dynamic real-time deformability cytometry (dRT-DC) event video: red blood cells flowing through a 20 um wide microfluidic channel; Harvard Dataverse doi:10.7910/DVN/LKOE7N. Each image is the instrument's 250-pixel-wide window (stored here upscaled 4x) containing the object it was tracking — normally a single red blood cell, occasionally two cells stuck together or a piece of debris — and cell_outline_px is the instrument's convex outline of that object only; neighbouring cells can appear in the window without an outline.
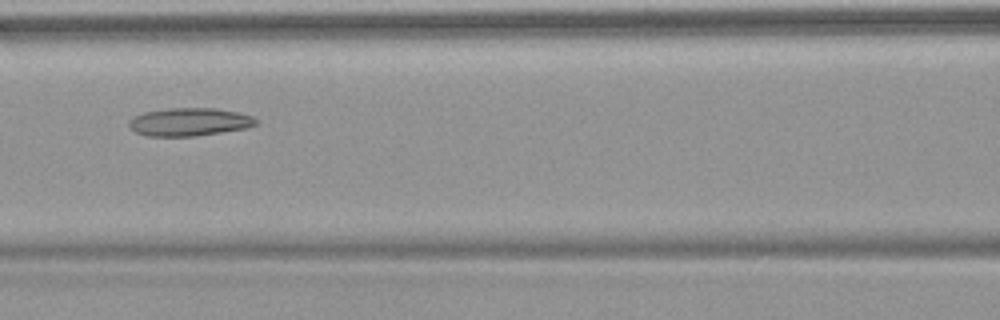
{"species": "common noctule bat (a hibernating species)", "species_latin": "Nyctalus noctula", "temperature_condition": "warm", "stored_images_in_passage": 7, "camera_frame_rate_fps": 3000, "um_per_image_px": 0.085, "animal": {"sex": "female", "body_mass_g": 18.4}, "frame": {"image": 1, "passage_image": 6, "time_ms": 6.0, "image_size_px": [1000, 320], "cell_outline_px": [[256, 124], [248, 128], [196, 136], [148, 136], [136, 132], [128, 124], [128, 120], [132, 116], [144, 112], [168, 108], [216, 108], [240, 112], [252, 116], [256, 120]], "centroid_in_image_um": [16.09, 10.36], "position_along_channel_um": 150.5, "area_um2": 20.87}}
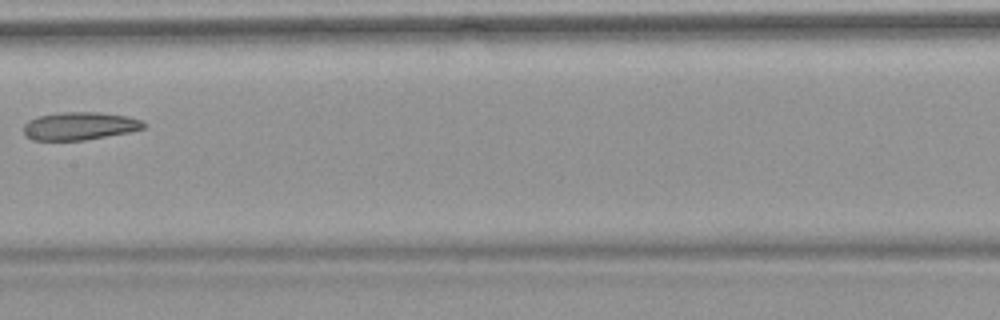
{"frame": {"image": 2, "passage_image": 7, "time_ms": 7.333, "image_size_px": [1000, 320], "cell_outline_px": [[148, 124], [144, 128], [132, 132], [84, 140], [32, 140], [24, 132], [24, 124], [28, 120], [40, 116], [64, 112], [100, 112], [128, 116], [144, 120]], "centroid_in_image_um": [6.85, 10.71], "position_along_channel_um": 200.5, "area_um2": 19.65}}